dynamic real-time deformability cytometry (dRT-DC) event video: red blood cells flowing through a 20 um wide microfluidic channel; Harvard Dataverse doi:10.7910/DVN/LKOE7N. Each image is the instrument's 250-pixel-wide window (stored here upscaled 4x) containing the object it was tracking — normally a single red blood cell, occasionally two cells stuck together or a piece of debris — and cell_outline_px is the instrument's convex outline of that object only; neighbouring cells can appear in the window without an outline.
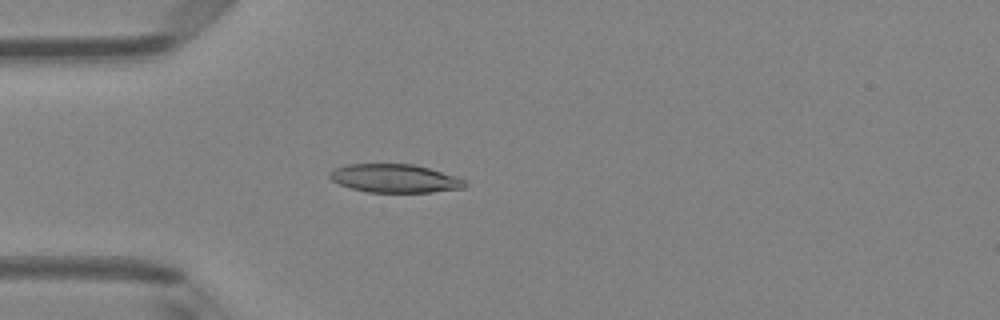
{"species": "Egyptian fruit bat (a non-hibernating species)", "species_latin": "Rousettus aegyptiacus", "temperature_condition": "room temperature", "stored_images_in_passage": 4, "camera_frame_rate_fps": 3000, "um_per_image_px": 0.085, "animal": {"sex": "female"}, "frame": {"image": 1, "passage_image": 4, "time_ms": 4.333, "image_size_px": [1000, 320], "cell_outline_px": [[468, 184], [464, 188], [432, 192], [368, 192], [352, 188], [340, 184], [332, 180], [328, 176], [336, 168], [348, 164], [416, 164], [456, 176], [464, 180]], "centroid_in_image_um": [33.6, 15.16], "position_along_channel_um": 51.4, "area_um2": 22.25}}